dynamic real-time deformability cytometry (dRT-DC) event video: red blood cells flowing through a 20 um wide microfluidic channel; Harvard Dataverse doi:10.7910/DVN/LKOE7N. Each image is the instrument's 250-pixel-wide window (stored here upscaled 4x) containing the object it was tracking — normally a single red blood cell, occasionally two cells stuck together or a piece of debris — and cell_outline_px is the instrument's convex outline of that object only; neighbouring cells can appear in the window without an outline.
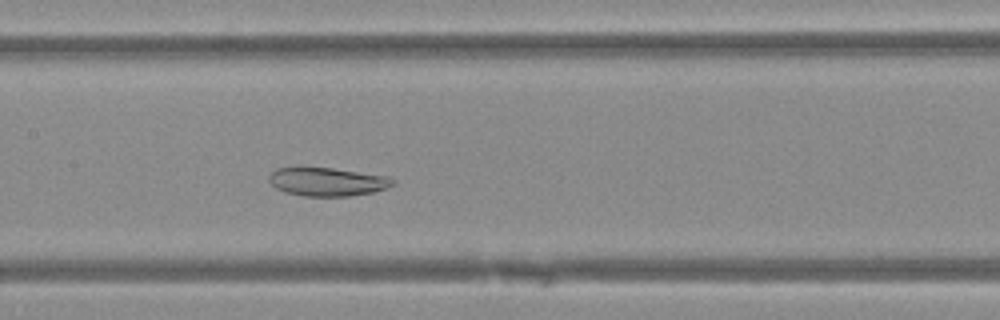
{"species": "Egyptian fruit bat (a non-hibernating species)", "species_latin": "Rousettus aegyptiacus", "temperature_condition": "warm", "stored_images_in_passage": 46, "camera_frame_rate_fps": 3000, "um_per_image_px": 0.085, "animal": {"sex": "female"}, "frame": {"image": 1, "passage_image": 20, "time_ms": 6.333, "image_size_px": [1000, 320], "cell_outline_px": [[396, 184], [388, 188], [372, 192], [348, 196], [304, 196], [284, 192], [276, 188], [268, 180], [268, 176], [276, 168], [332, 168], [388, 176], [396, 180]], "centroid_in_image_um": [27.85, 15.45], "position_along_channel_um": 179.5, "area_um2": 20.52}}
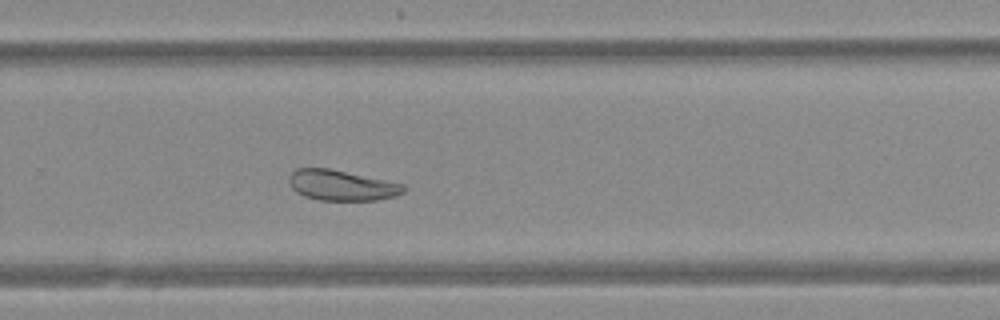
{"frame": {"image": 2, "passage_image": 29, "time_ms": 9.333, "image_size_px": [1000, 320], "cell_outline_px": [[408, 188], [404, 192], [396, 196], [376, 200], [316, 200], [304, 196], [296, 192], [288, 184], [288, 176], [296, 168], [328, 168], [404, 184]], "centroid_in_image_um": [29.02, 15.76], "position_along_channel_um": 300.8, "area_um2": 20.46}}
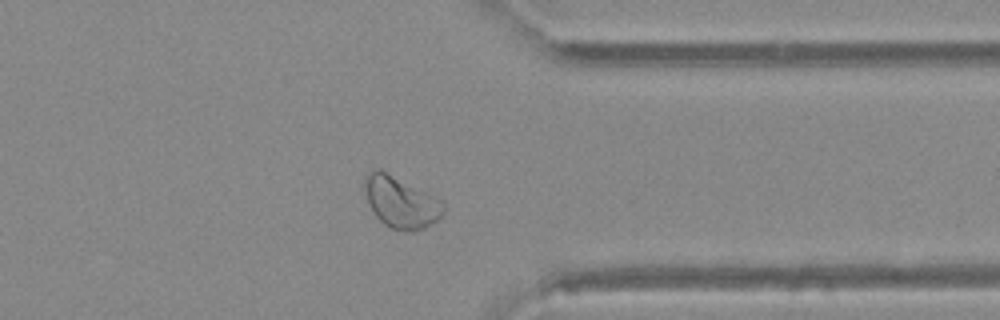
{"frame": {"image": 3, "passage_image": 35, "time_ms": 11.333, "image_size_px": [1000, 320], "cell_outline_px": [[444, 212], [432, 224], [424, 228], [412, 232], [404, 232], [392, 228], [384, 224], [376, 216], [368, 204], [364, 192], [364, 180], [368, 172], [380, 168], [440, 200], [444, 204]], "centroid_in_image_um": [34.03, 17.2], "position_along_channel_um": 377.4, "area_um2": 23.47}}